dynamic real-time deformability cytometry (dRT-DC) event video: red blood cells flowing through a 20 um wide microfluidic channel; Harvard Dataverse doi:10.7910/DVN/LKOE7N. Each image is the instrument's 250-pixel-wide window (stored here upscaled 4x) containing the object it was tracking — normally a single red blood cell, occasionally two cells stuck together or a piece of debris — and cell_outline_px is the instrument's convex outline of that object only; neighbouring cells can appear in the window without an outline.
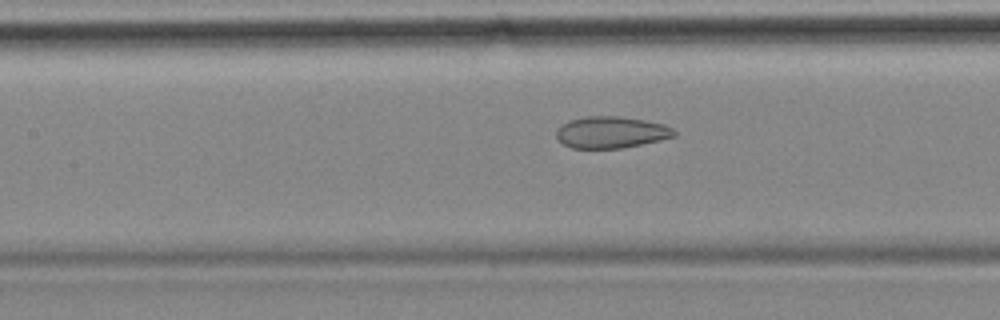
{"species": "common noctule bat (a hibernating species)", "species_latin": "Nyctalus noctula", "temperature_condition": "cold", "stored_images_in_passage": 39, "camera_frame_rate_fps": 3000, "um_per_image_px": 0.085, "animal": {"sex": "female", "body_mass_g": 18.4}, "frame": {"image": 1, "passage_image": 17, "time_ms": 5.333, "image_size_px": [1000, 320], "cell_outline_px": [[676, 136], [660, 140], [624, 148], [572, 148], [564, 144], [556, 136], [556, 128], [560, 124], [568, 120], [584, 116], [620, 116], [644, 120], [664, 124], [672, 128], [676, 132]], "centroid_in_image_um": [51.93, 11.23], "position_along_channel_um": 155.5, "area_um2": 21.91}}